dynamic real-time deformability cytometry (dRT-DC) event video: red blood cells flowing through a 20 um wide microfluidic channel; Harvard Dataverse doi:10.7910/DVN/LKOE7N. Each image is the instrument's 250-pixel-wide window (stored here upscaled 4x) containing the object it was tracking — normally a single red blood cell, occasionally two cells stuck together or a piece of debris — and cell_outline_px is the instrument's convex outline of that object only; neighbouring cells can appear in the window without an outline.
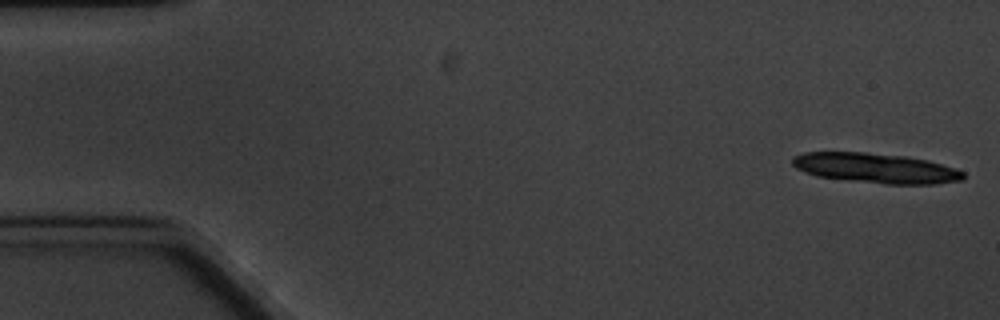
{"species": "common noctule bat (a hibernating species)", "species_latin": "Nyctalus noctula", "temperature_condition": "cold", "stored_images_in_passage": 6, "camera_frame_rate_fps": 3000, "um_per_image_px": 0.085, "animal": {"sex": "male", "body_mass_g": 20.1, "forearm_length_mm": 53.5}, "frame": {"image": 1, "passage_image": 1, "time_ms": 0.0, "image_size_px": [1000, 320], "cell_outline_px": [[964, 180], [936, 184], [884, 184], [848, 180], [816, 176], [804, 172], [796, 168], [792, 164], [792, 156], [804, 152], [864, 152], [904, 156], [928, 160], [956, 168], [964, 172]], "centroid_in_image_um": [74.44, 14.29], "position_along_channel_um": 10.6, "area_um2": 30.0}}